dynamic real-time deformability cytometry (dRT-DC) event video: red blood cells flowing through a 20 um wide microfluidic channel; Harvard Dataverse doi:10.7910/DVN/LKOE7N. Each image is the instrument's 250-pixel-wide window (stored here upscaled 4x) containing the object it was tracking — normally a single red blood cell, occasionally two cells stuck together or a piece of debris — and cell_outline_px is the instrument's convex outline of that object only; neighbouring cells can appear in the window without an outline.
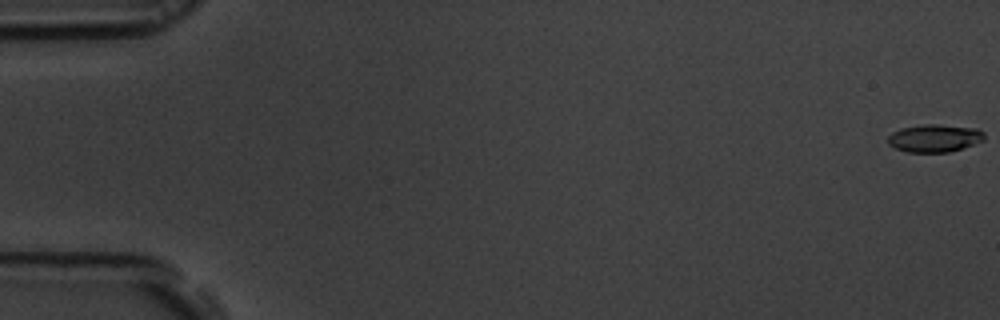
{"species": "common noctule bat (a hibernating species)", "species_latin": "Nyctalus noctula", "temperature_condition": "room temperature", "stored_images_in_passage": 57, "camera_frame_rate_fps": 3000, "um_per_image_px": 0.085, "animal": {"sex": "male", "body_mass_g": 19.5, "forearm_length_mm": 54.6}, "frame": {"image": 1, "passage_image": 1, "time_ms": 0.0, "image_size_px": [1000, 320], "cell_outline_px": [[984, 140], [948, 152], [908, 152], [896, 148], [888, 144], [888, 136], [892, 132], [900, 128], [924, 124], [940, 124], [976, 128], [984, 132]], "centroid_in_image_um": [79.41, 11.73], "position_along_channel_um": 5.6, "area_um2": 15.49}}
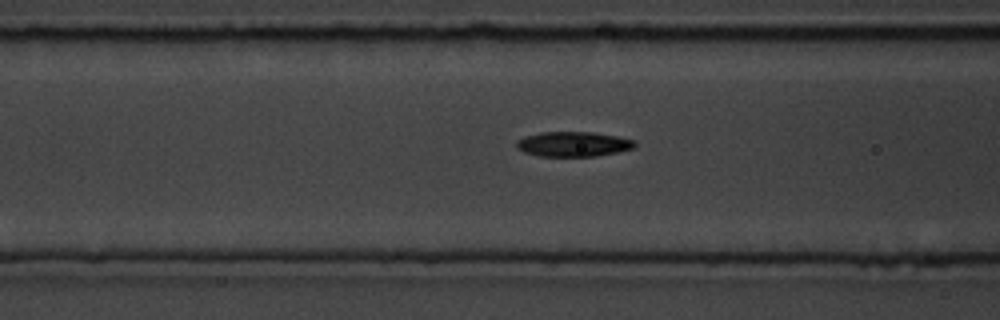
{"frame": {"image": 2, "passage_image": 23, "time_ms": 7.333, "image_size_px": [1000, 320], "cell_outline_px": [[636, 144], [632, 148], [616, 152], [596, 156], [540, 156], [524, 152], [516, 148], [516, 140], [524, 136], [540, 132], [592, 132], [616, 136], [636, 140]], "centroid_in_image_um": [48.69, 12.24], "position_along_channel_um": 117.9, "area_um2": 17.17}}
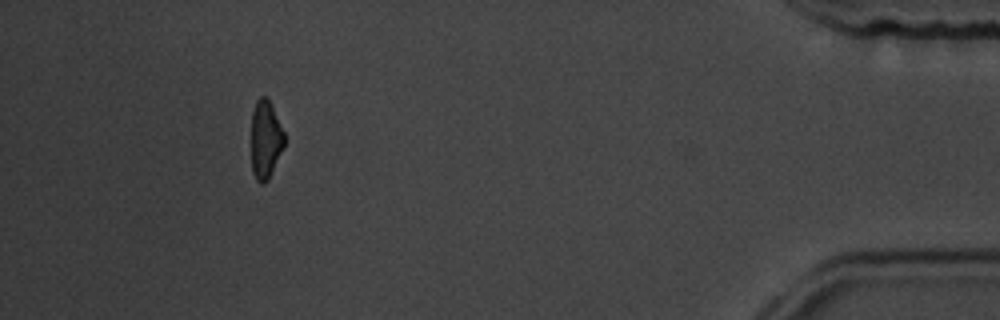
{"frame": {"image": 3, "passage_image": 52, "time_ms": 17.0, "image_size_px": [1000, 320], "cell_outline_px": [[284, 144], [268, 180], [264, 184], [260, 184], [256, 180], [252, 172], [252, 112], [256, 100], [260, 96], [268, 96], [284, 132]], "centroid_in_image_um": [22.56, 11.83], "position_along_channel_um": 412.6, "area_um2": 15.03}, "authors_computed_cell_mechanics": {"area_um2": 16.3574, "velocity_mm_per_s": 3.6891, "shape_relaxation_time_tau1_ms": 3.4446, "shape_relaxation_time_tau2_ms": 4.2519, "deformation_change_tau1": 0.124, "deformation_change_tau2": 0.1034}}